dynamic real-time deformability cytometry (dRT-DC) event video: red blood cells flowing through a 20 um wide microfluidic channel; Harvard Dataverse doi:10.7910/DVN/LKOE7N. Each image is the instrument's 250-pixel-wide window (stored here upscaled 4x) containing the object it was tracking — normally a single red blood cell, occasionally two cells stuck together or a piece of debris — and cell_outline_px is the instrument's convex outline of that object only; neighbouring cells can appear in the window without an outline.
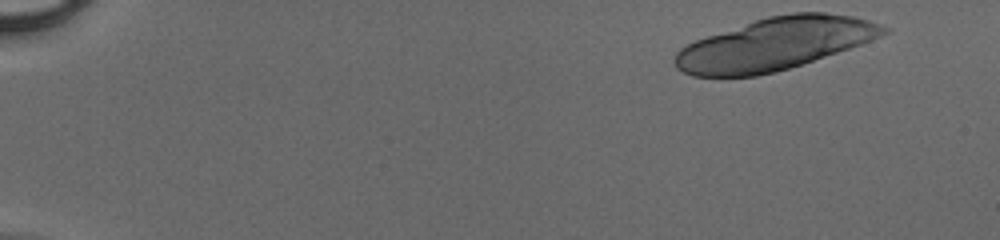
{"species": "human", "species_latin": "Homo sapiens", "temperature_condition": "cold", "stored_images_in_passage": 17, "camera_frame_rate_fps": 3000, "um_per_image_px": 0.085, "donor": {"sex": "male"}, "frame": {"image": 1, "passage_image": 1, "time_ms": 0.0, "image_size_px": [1000, 240], "cell_outline_px": [[888, 32], [880, 36], [860, 44], [788, 68], [756, 76], [692, 76], [676, 68], [672, 60], [676, 52], [680, 48], [696, 40], [768, 16], [792, 12], [824, 12], [852, 16], [868, 20], [880, 24], [888, 28]], "centroid_in_image_um": [65.82, 3.73], "position_along_channel_um": 19.2, "area_um2": 62.6}}